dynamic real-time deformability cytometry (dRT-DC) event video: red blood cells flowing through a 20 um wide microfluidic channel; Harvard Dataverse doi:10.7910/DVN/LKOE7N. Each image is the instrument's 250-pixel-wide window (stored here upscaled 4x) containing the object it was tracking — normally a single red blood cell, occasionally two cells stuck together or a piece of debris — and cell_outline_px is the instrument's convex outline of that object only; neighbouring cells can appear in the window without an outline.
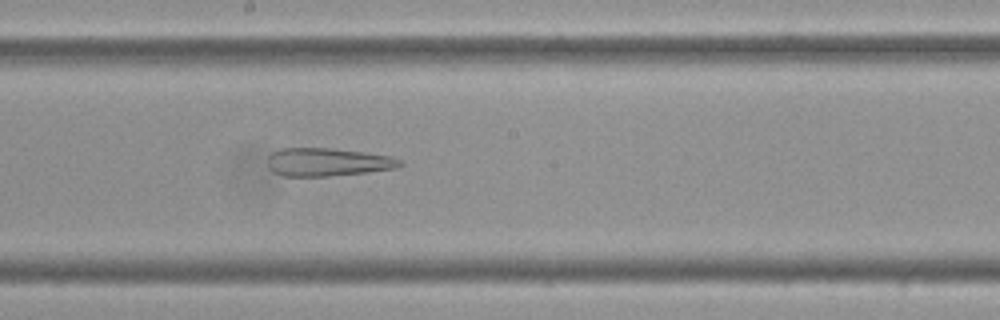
{"species": "Egyptian fruit bat (a non-hibernating species)", "species_latin": "Rousettus aegyptiacus", "temperature_condition": "cold", "stored_images_in_passage": 58, "camera_frame_rate_fps": 3000, "um_per_image_px": 0.085, "frame": {"image": 1, "passage_image": 32, "time_ms": 10.333, "image_size_px": [1000, 320], "cell_outline_px": [[404, 164], [396, 168], [368, 172], [328, 176], [284, 176], [272, 172], [268, 168], [268, 156], [272, 152], [280, 148], [332, 148], [364, 152], [392, 156], [400, 160]], "centroid_in_image_um": [27.83, 13.77], "position_along_channel_um": 220.4, "area_um2": 21.85}}
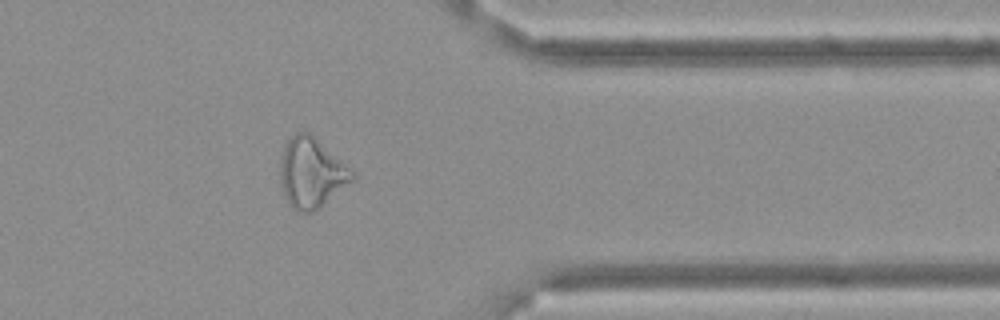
{"frame": {"image": 2, "passage_image": 47, "time_ms": 15.333, "image_size_px": [1000, 320], "cell_outline_px": [[356, 176], [352, 180], [320, 208], [312, 212], [296, 212], [288, 204], [280, 184], [280, 160], [284, 144], [296, 132], [308, 132], [356, 172]], "centroid_in_image_um": [26.45, 14.71], "position_along_channel_um": 385.0, "area_um2": 29.36}}
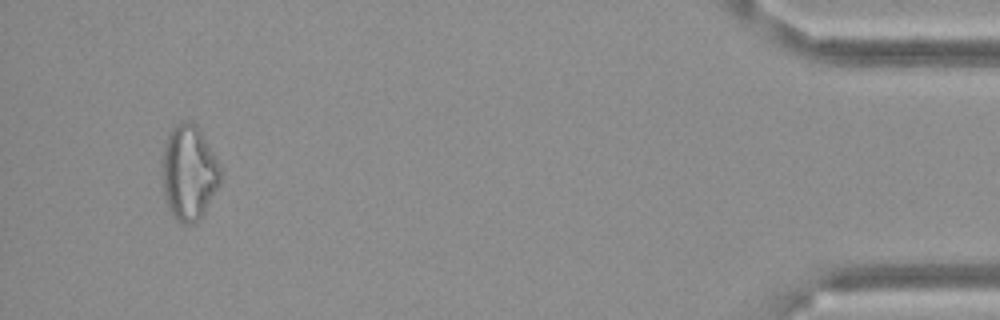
{"frame": {"image": 3, "passage_image": 55, "time_ms": 18.0, "image_size_px": [1000, 320], "cell_outline_px": [[220, 184], [204, 212], [192, 224], [180, 224], [176, 220], [168, 208], [164, 196], [160, 164], [164, 144], [172, 128], [176, 124], [184, 120], [188, 120], [196, 124], [200, 128], [220, 168]], "centroid_in_image_um": [16.01, 14.66], "position_along_channel_um": 419.2, "area_um2": 32.48}}